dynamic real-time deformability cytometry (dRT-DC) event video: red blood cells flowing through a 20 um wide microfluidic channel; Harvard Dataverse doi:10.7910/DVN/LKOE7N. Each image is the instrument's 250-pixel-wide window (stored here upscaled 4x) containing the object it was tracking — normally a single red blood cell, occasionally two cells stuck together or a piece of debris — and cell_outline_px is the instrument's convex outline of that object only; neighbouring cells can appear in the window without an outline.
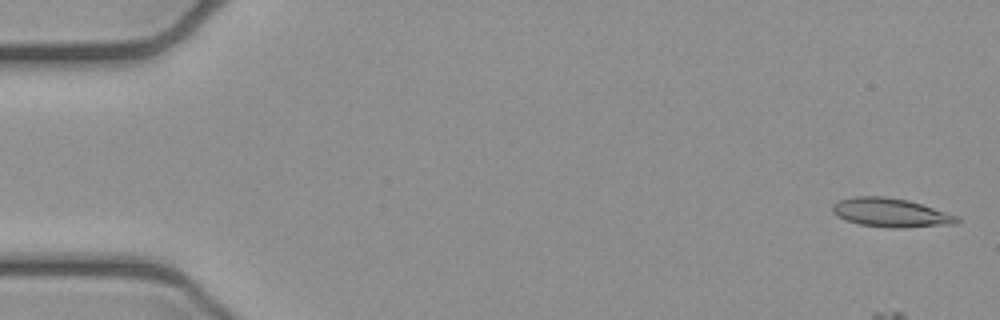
{"species": "common noctule bat (a hibernating species)", "species_latin": "Nyctalus noctula", "temperature_condition": "cold", "stored_images_in_passage": 6, "camera_frame_rate_fps": 3000, "um_per_image_px": 0.085, "animal": {"sex": "female", "body_mass_g": 21.9}, "frame": {"image": 1, "passage_image": 1, "time_ms": 0.0, "image_size_px": [1000, 320], "cell_outline_px": [[960, 220], [956, 224], [904, 228], [888, 228], [860, 224], [844, 220], [836, 216], [832, 212], [832, 204], [840, 200], [856, 196], [884, 196], [908, 200], [960, 216]], "centroid_in_image_um": [75.72, 18.08], "position_along_channel_um": 9.3, "area_um2": 21.15}}
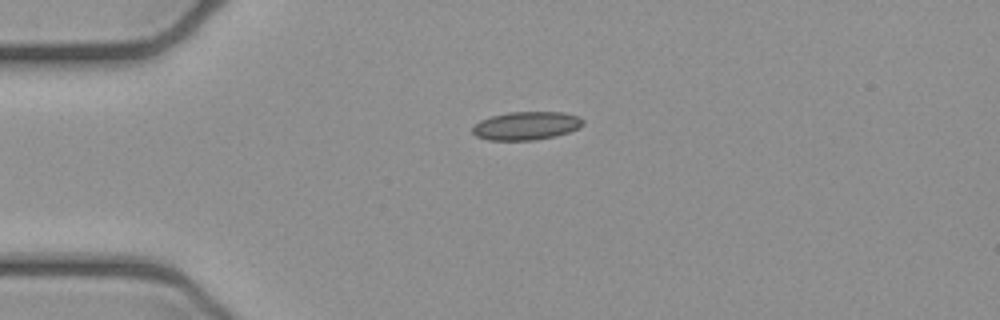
{"frame": {"image": 2, "passage_image": 6, "time_ms": 1.667, "image_size_px": [1000, 320], "cell_outline_px": [[584, 124], [580, 128], [556, 136], [536, 140], [488, 140], [476, 136], [472, 132], [472, 124], [480, 120], [492, 116], [508, 112], [564, 112], [580, 116], [584, 120]], "centroid_in_image_um": [44.75, 10.69], "position_along_channel_um": 40.3, "area_um2": 18.5}}